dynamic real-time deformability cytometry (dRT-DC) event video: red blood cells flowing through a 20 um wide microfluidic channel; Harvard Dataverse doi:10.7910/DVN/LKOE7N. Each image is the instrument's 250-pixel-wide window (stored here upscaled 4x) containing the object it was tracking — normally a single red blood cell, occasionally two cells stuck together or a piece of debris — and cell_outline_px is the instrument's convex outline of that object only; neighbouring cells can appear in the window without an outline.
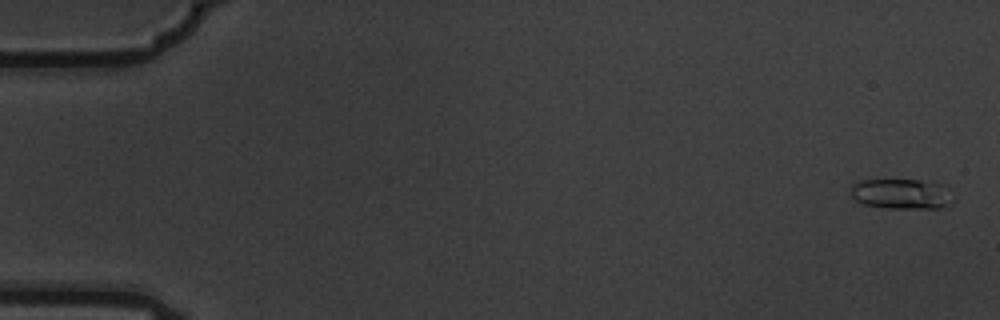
{"species": "common noctule bat (a hibernating species)", "species_latin": "Nyctalus noctula", "temperature_condition": "warm", "stored_images_in_passage": 11, "camera_frame_rate_fps": 3000, "um_per_image_px": 0.085, "animal": {"sex": "male", "body_mass_g": 19.5, "forearm_length_mm": 54.6}, "frame": {"image": 1, "passage_image": 1, "time_ms": 0.0, "image_size_px": [1000, 320], "cell_outline_px": [[952, 200], [940, 208], [888, 208], [864, 204], [856, 200], [848, 192], [848, 188], [852, 184], [860, 180], [916, 180], [948, 184]], "centroid_in_image_um": [76.59, 16.46], "position_along_channel_um": 8.4, "area_um2": 18.21}}
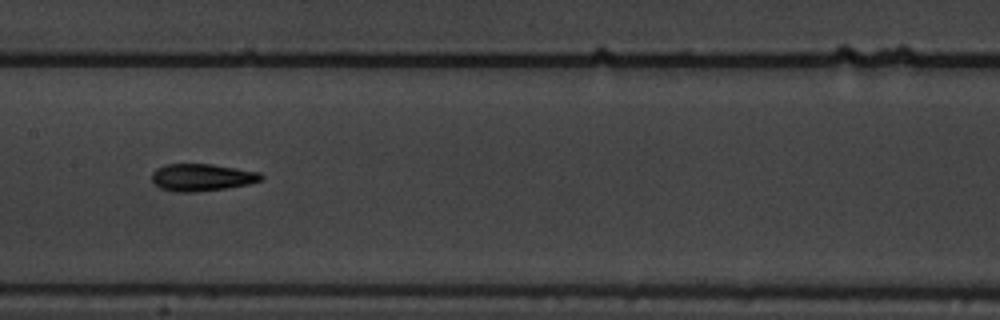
{"frame": {"image": 2, "passage_image": 8, "time_ms": 2.333, "image_size_px": [1000, 320], "cell_outline_px": [[264, 176], [260, 180], [248, 184], [224, 188], [196, 192], [176, 192], [160, 188], [152, 180], [152, 172], [156, 168], [164, 164], [212, 164], [260, 172]], "centroid_in_image_um": [17.13, 15.07], "position_along_channel_um": 190.3, "area_um2": 17.28}}
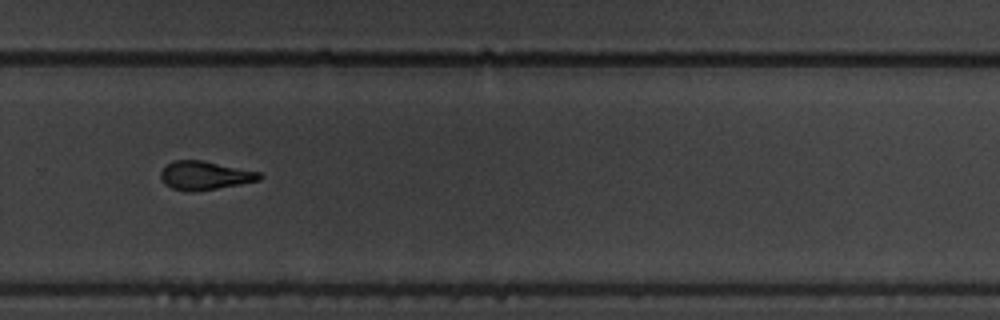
{"frame": {"image": 3, "passage_image": 11, "time_ms": 3.333, "image_size_px": [1000, 320], "cell_outline_px": [[264, 176], [260, 180], [240, 184], [192, 192], [172, 188], [164, 184], [160, 176], [160, 172], [168, 164], [176, 160], [204, 160], [260, 172]], "centroid_in_image_um": [17.43, 14.91], "position_along_channel_um": 312.4, "area_um2": 16.42}}